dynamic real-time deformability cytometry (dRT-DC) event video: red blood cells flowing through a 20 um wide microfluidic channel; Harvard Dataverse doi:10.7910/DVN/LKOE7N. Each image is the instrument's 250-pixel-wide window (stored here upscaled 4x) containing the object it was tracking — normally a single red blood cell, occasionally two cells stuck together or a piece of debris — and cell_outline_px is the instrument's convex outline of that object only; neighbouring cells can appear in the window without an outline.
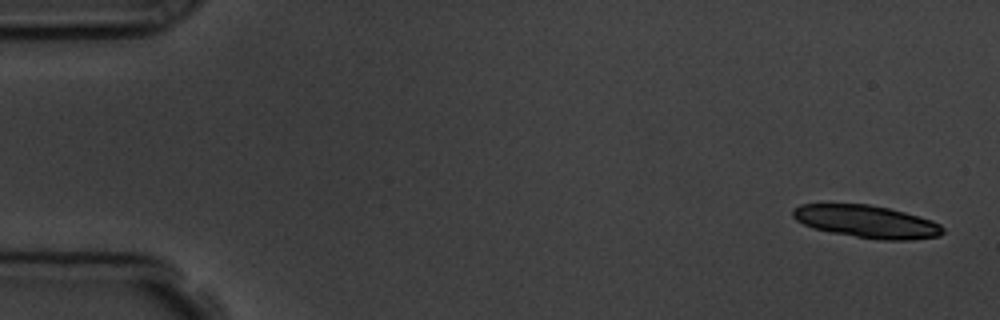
{"species": "common noctule bat (a hibernating species)", "species_latin": "Nyctalus noctula", "temperature_condition": "room temperature", "stored_images_in_passage": 5, "camera_frame_rate_fps": 3000, "um_per_image_px": 0.085, "animal": {"sex": "male", "body_mass_g": 19.5, "forearm_length_mm": 54.6}, "frame": {"image": 1, "passage_image": 1, "time_ms": 0.0, "image_size_px": [1000, 320], "cell_outline_px": [[944, 232], [940, 236], [912, 240], [884, 240], [856, 236], [832, 232], [812, 228], [796, 220], [792, 216], [792, 208], [800, 204], [868, 204], [888, 208], [904, 212], [932, 220], [940, 224], [944, 228]], "centroid_in_image_um": [73.67, 18.83], "position_along_channel_um": 11.3, "area_um2": 28.38}}
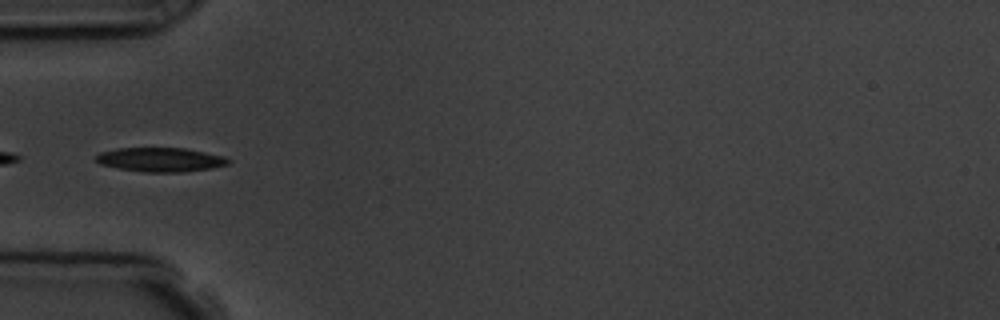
{"frame": {"image": 2, "passage_image": 5, "time_ms": 5.333, "image_size_px": [1000, 320], "cell_outline_px": [[232, 160], [228, 164], [212, 168], [180, 172], [144, 172], [116, 168], [100, 164], [96, 160], [96, 156], [100, 152], [116, 148], [184, 148], [224, 156]], "centroid_in_image_um": [13.63, 13.57], "position_along_channel_um": 71.4, "area_um2": 18.61}}